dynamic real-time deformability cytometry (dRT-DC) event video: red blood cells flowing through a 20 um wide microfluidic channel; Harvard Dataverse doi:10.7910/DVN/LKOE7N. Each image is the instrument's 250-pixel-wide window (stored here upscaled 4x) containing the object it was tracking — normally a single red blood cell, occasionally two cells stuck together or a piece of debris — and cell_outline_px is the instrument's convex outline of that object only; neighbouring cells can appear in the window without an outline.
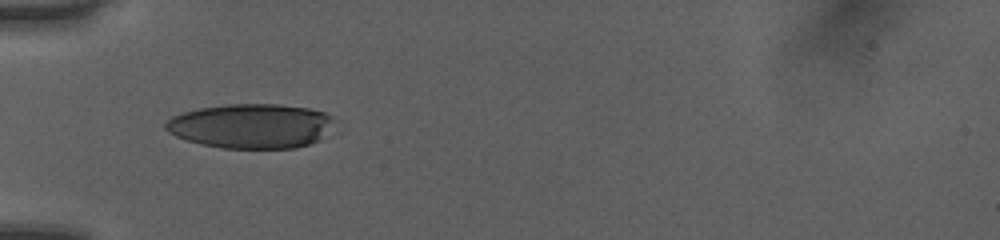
{"species": "human", "species_latin": "Homo sapiens", "temperature_condition": "room temperature", "stored_images_in_passage": 31, "camera_frame_rate_fps": 3000, "um_per_image_px": 0.085, "donor": {"sex": "female"}, "frame": {"image": 1, "passage_image": 1, "time_ms": 0.0, "image_size_px": [1000, 240], "cell_outline_px": [[340, 132], [308, 144], [296, 148], [224, 148], [200, 144], [176, 136], [168, 132], [164, 128], [164, 124], [172, 116], [184, 112], [200, 108], [224, 104], [280, 104], [308, 108], [324, 112], [340, 120]], "centroid_in_image_um": [21.53, 10.71], "position_along_channel_um": 63.5, "area_um2": 45.08}}
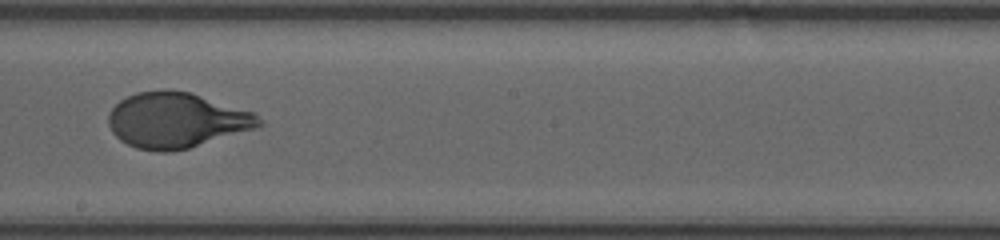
{"frame": {"image": 2, "passage_image": 14, "time_ms": 4.333, "image_size_px": [1000, 240], "cell_outline_px": [[264, 124], [260, 128], [188, 148], [168, 152], [156, 152], [136, 148], [120, 140], [112, 132], [108, 124], [108, 116], [112, 108], [120, 100], [136, 92], [164, 88], [188, 92], [256, 112], [264, 120]], "centroid_in_image_um": [15.05, 10.22], "position_along_channel_um": 233.2, "area_um2": 49.19}}
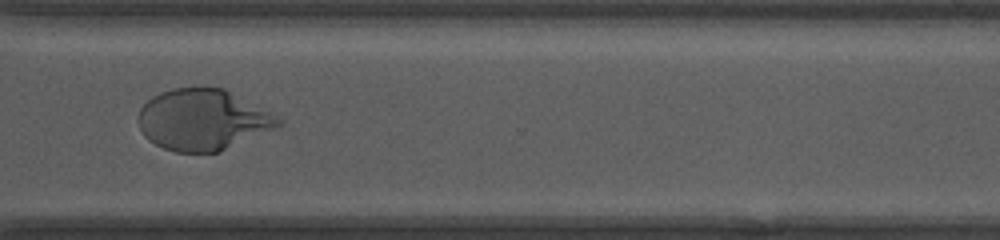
{"frame": {"image": 3, "passage_image": 23, "time_ms": 7.333, "image_size_px": [1000, 240], "cell_outline_px": [[284, 120], [280, 124], [272, 128], [220, 152], [176, 152], [164, 148], [148, 140], [144, 136], [140, 128], [140, 108], [152, 96], [160, 92], [172, 88], [224, 88], [272, 112]], "centroid_in_image_um": [17.23, 10.17], "position_along_channel_um": 353.4, "area_um2": 49.3}, "authors_computed_cell_mechanics": {"area_um2": 47.5694, "velocity_mm_per_s": 4.0251, "shape_relaxation_time_tau1_ms": 3.9251, "shape_relaxation_time_tau2_ms": null, "deformation_change_tau1": 0.223, "deformation_change_tau2": null}}